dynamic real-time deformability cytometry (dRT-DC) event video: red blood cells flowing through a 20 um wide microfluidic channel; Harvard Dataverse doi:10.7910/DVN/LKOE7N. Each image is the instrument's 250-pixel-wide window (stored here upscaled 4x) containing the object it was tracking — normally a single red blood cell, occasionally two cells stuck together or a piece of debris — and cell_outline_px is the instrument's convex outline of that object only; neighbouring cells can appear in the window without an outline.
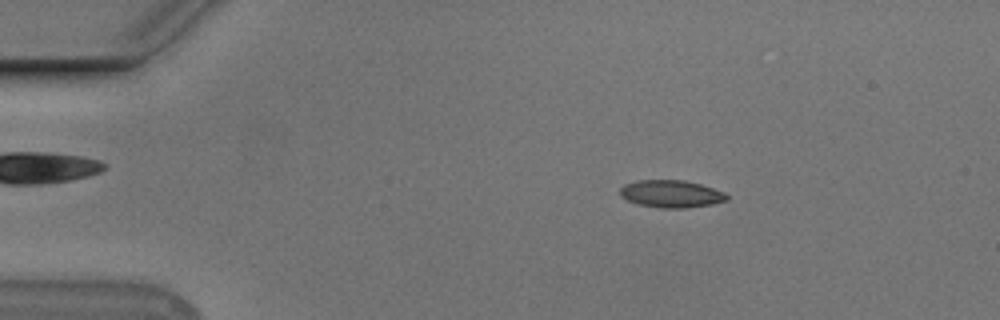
{"species": "Egyptian fruit bat (a non-hibernating species)", "species_latin": "Rousettus aegyptiacus", "temperature_condition": "cold", "stored_images_in_passage": 54, "camera_frame_rate_fps": 3000, "um_per_image_px": 0.085, "animal": {"sex": "male"}, "frame": {"image": 1, "passage_image": 9, "time_ms": 2.667, "image_size_px": [1000, 320], "cell_outline_px": [[728, 200], [712, 204], [684, 208], [660, 208], [640, 204], [628, 200], [620, 196], [620, 188], [624, 184], [636, 180], [684, 180], [700, 184], [724, 192], [728, 196]], "centroid_in_image_um": [57.04, 16.47], "position_along_channel_um": 28.0, "area_um2": 16.99}}
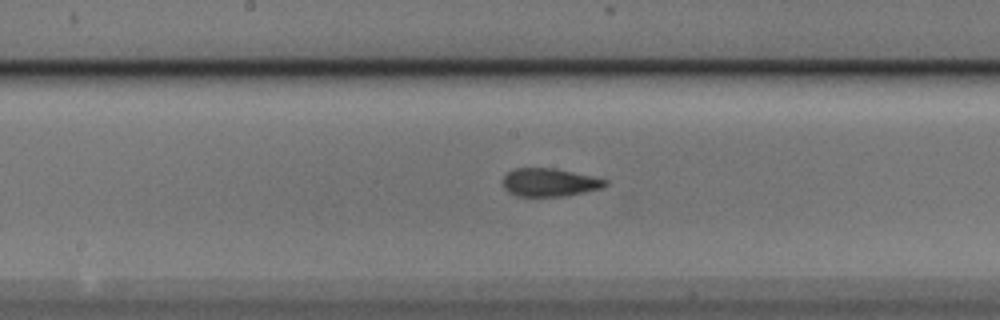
{"frame": {"image": 2, "passage_image": 28, "time_ms": 9.0, "image_size_px": [1000, 320], "cell_outline_px": [[608, 184], [600, 188], [584, 192], [564, 196], [516, 196], [508, 192], [504, 188], [504, 176], [508, 172], [516, 168], [556, 168], [592, 176], [608, 180]], "centroid_in_image_um": [46.71, 15.5], "position_along_channel_um": 201.5, "area_um2": 16.7}}
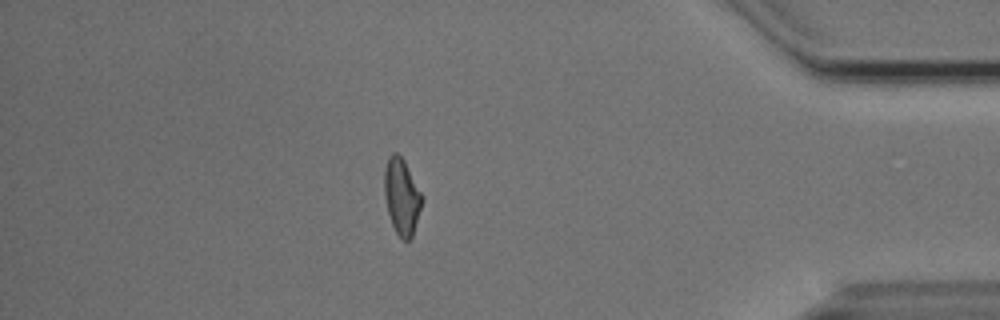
{"frame": {"image": 3, "passage_image": 47, "time_ms": 15.333, "image_size_px": [1000, 320], "cell_outline_px": [[424, 196], [412, 236], [408, 240], [404, 240], [396, 232], [392, 224], [388, 212], [384, 192], [384, 168], [388, 156], [392, 152], [396, 152], [404, 160]], "centroid_in_image_um": [34.14, 16.65], "position_along_channel_um": 401.1, "area_um2": 16.65}, "authors_computed_cell_mechanics": {"area_um2": 16.8198, "velocity_mm_per_s": 3.7501, "shape_relaxation_time_tau1_ms": 3.9189, "shape_relaxation_time_tau2_ms": 1.237, "deformation_change_tau1": 0.1473, "deformation_change_tau2": 0.0708}}